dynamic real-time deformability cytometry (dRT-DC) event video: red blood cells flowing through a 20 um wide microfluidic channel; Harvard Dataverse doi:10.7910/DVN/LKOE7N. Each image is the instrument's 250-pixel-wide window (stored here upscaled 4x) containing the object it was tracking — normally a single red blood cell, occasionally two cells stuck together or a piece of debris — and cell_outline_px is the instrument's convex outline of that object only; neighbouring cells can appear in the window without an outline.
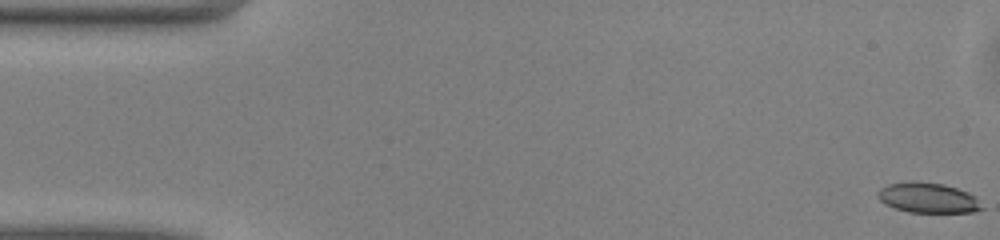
{"species": "common noctule bat (a hibernating species)", "species_latin": "Nyctalus noctula", "temperature_condition": "warm", "stored_images_in_passage": 50, "camera_frame_rate_fps": 3000, "um_per_image_px": 0.085, "animal": {"sex": "male", "body_mass_g": 13.0, "forearm_length_mm": 53.1}, "frame": {"image": 1, "passage_image": 1, "time_ms": 0.0, "image_size_px": [1000, 240], "cell_outline_px": [[984, 208], [972, 212], [908, 212], [884, 204], [876, 196], [876, 192], [880, 188], [888, 184], [944, 184], [968, 192], [976, 196]], "centroid_in_image_um": [78.9, 16.86], "position_along_channel_um": 6.1, "area_um2": 17.69}}
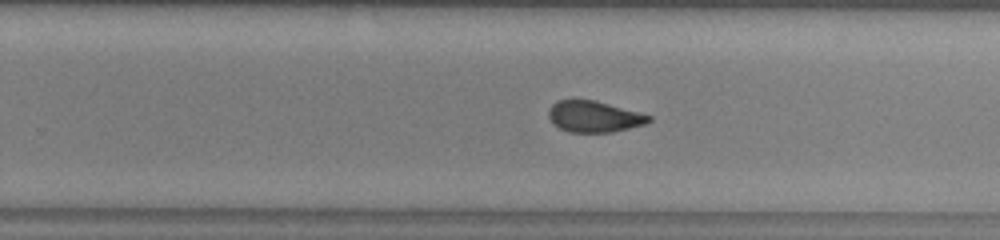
{"frame": {"image": 2, "passage_image": 31, "time_ms": 10.0, "image_size_px": [1000, 240], "cell_outline_px": [[652, 120], [644, 124], [612, 132], [568, 132], [552, 124], [548, 116], [548, 108], [556, 100], [596, 100], [640, 112], [652, 116]], "centroid_in_image_um": [50.47, 9.9], "position_along_channel_um": 279.3, "area_um2": 18.38}}
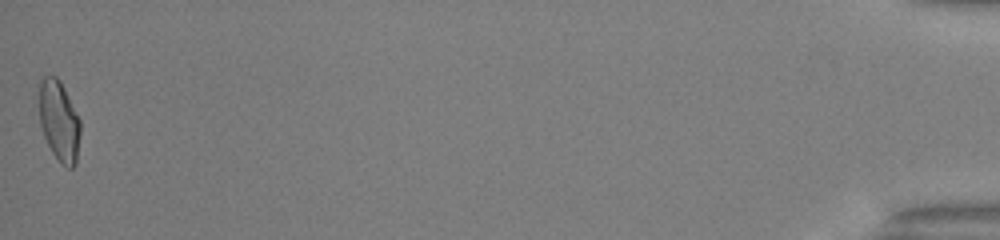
{"frame": {"image": 3, "passage_image": 50, "time_ms": 16.333, "image_size_px": [1000, 240], "cell_outline_px": [[80, 132], [76, 164], [72, 168], [68, 168], [60, 164], [52, 152], [44, 136], [40, 124], [40, 80], [44, 76], [56, 76], [60, 80], [80, 120]], "centroid_in_image_um": [5.03, 10.31], "position_along_channel_um": 430.2, "area_um2": 19.19}, "authors_computed_cell_mechanics": {"area_um2": 19.1607, "velocity_mm_per_s": 4.1019, "shape_relaxation_time_tau1_ms": 6.6907, "shape_relaxation_time_tau2_ms": 1.7247, "deformation_change_tau1": 0.1791, "deformation_change_tau2": 0.0822}}